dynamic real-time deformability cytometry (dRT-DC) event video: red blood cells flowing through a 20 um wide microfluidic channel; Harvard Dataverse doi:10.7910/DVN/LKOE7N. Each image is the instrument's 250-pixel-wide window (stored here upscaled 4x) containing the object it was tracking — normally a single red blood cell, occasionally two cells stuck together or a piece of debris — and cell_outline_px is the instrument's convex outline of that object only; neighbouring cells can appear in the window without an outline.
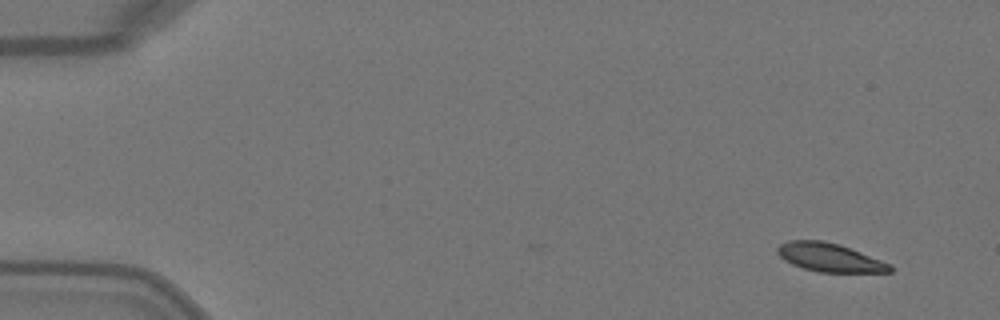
{"species": "Egyptian fruit bat (a non-hibernating species)", "species_latin": "Rousettus aegyptiacus", "temperature_condition": "warm", "stored_images_in_passage": 5, "camera_frame_rate_fps": 3000, "um_per_image_px": 0.085, "animal": {"sex": "female"}, "frame": {"image": 1, "passage_image": 1, "time_ms": 0.0, "image_size_px": [1000, 320], "cell_outline_px": [[892, 272], [820, 272], [804, 268], [792, 264], [784, 260], [776, 252], [776, 248], [780, 244], [788, 240], [824, 240], [840, 244], [892, 264]], "centroid_in_image_um": [70.51, 21.87], "position_along_channel_um": 14.5, "area_um2": 18.79}}
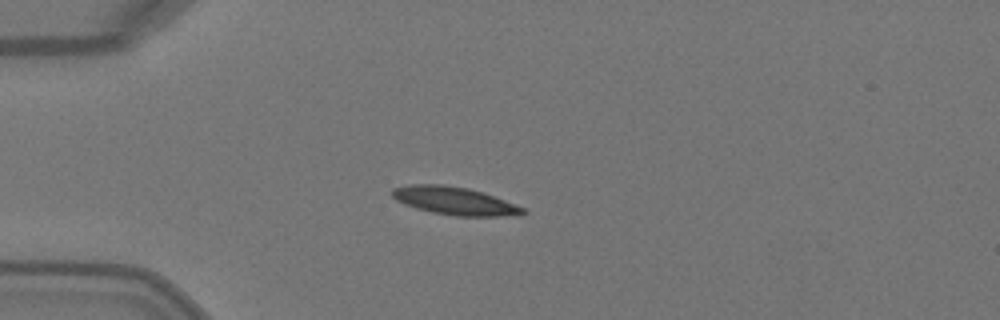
{"frame": {"image": 2, "passage_image": 4, "time_ms": 1.0, "image_size_px": [1000, 320], "cell_outline_px": [[528, 212], [520, 216], [456, 216], [432, 212], [416, 208], [404, 204], [396, 200], [388, 192], [392, 188], [408, 184], [444, 184], [468, 188], [484, 192], [516, 204], [524, 208]], "centroid_in_image_um": [38.64, 17.07], "position_along_channel_um": 46.4, "area_um2": 21.68}}